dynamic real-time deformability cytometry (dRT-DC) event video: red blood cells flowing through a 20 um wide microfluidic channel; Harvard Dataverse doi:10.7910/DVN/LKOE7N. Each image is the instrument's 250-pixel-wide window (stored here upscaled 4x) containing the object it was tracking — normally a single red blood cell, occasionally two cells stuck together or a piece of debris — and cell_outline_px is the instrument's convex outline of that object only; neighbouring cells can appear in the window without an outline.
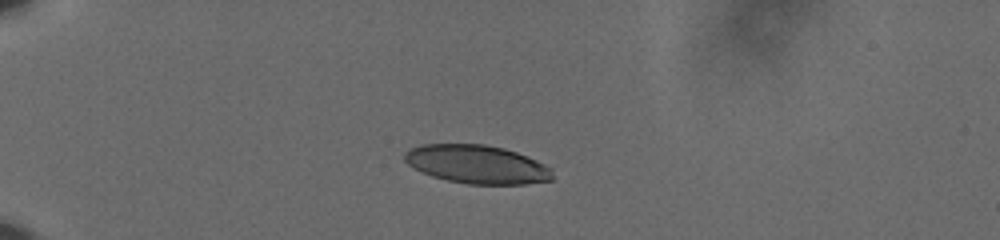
{"species": "human", "species_latin": "Homo sapiens", "temperature_condition": "cold", "stored_images_in_passage": 43, "camera_frame_rate_fps": 3000, "um_per_image_px": 0.085, "donor": {"sex": "male"}, "frame": {"image": 1, "passage_image": 1, "time_ms": 0.0, "image_size_px": [1000, 240], "cell_outline_px": [[552, 180], [524, 184], [468, 184], [448, 180], [432, 176], [420, 172], [412, 168], [404, 160], [404, 152], [420, 144], [484, 144], [504, 148], [528, 156], [552, 168]], "centroid_in_image_um": [40.52, 13.96], "position_along_channel_um": 44.5, "area_um2": 33.29}}
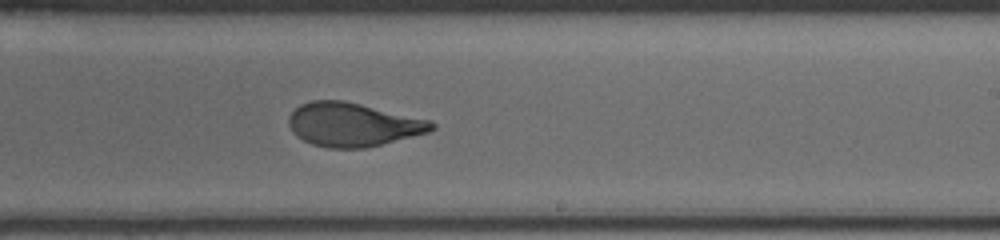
{"frame": {"image": 2, "passage_image": 23, "time_ms": 7.333, "image_size_px": [1000, 240], "cell_outline_px": [[436, 128], [428, 132], [364, 148], [328, 148], [312, 144], [296, 136], [292, 132], [288, 124], [288, 116], [300, 104], [312, 100], [344, 100], [432, 120], [436, 124]], "centroid_in_image_um": [29.98, 10.58], "position_along_channel_um": 259.0, "area_um2": 36.41}}
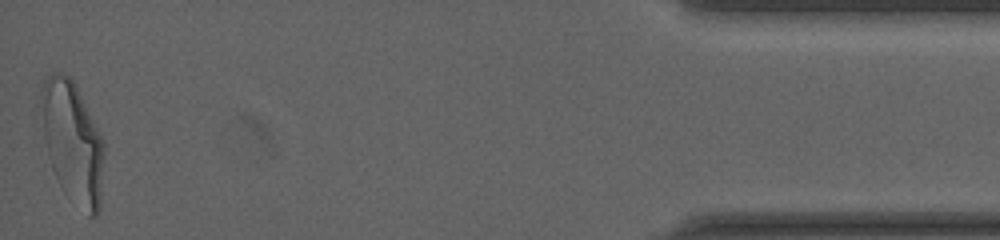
{"frame": {"image": 3, "passage_image": 43, "time_ms": 14.0, "image_size_px": [1000, 240], "cell_outline_px": [[104, 152], [100, 208], [96, 216], [88, 216], [60, 184], [52, 168], [48, 156], [44, 136], [40, 96], [40, 92], [44, 80], [52, 72], [64, 72], [76, 84], [104, 140]], "centroid_in_image_um": [6.18, 12.02], "position_along_channel_um": 429.0, "area_um2": 44.16}, "authors_computed_cell_mechanics": {"area_um2": 36.703, "velocity_mm_per_s": 3.6215, "shape_relaxation_time_tau1_ms": 4.956, "shape_relaxation_time_tau2_ms": 1.0191, "deformation_change_tau1": 0.1955, "deformation_change_tau2": 0.0815}}